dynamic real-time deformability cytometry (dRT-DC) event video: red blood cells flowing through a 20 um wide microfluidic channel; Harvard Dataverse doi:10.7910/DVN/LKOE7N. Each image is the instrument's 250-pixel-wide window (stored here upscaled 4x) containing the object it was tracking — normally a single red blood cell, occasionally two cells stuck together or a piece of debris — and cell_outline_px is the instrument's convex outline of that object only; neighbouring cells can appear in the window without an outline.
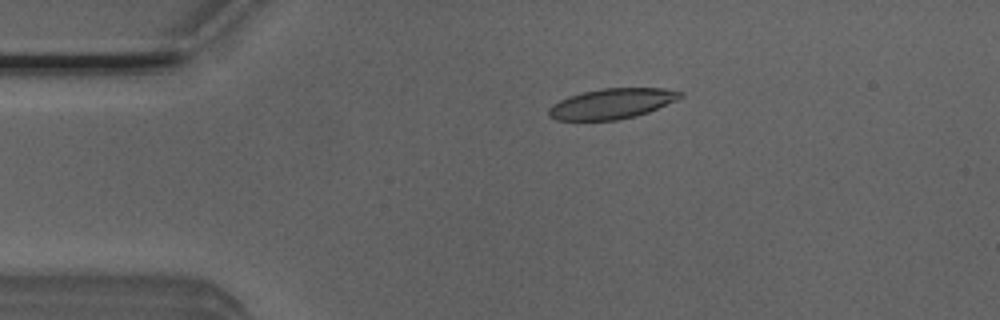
{"species": "Egyptian fruit bat (a non-hibernating species)", "species_latin": "Rousettus aegyptiacus", "temperature_condition": "room temperature", "stored_images_in_passage": 40, "camera_frame_rate_fps": 3000, "um_per_image_px": 0.085, "animal": {"sex": "male"}, "frame": {"image": 1, "passage_image": 1, "time_ms": 0.0, "image_size_px": [1000, 320], "cell_outline_px": [[684, 96], [676, 100], [648, 112], [636, 116], [616, 120], [556, 120], [548, 116], [548, 108], [552, 104], [568, 96], [600, 88], [664, 88], [684, 92]], "centroid_in_image_um": [52.0, 8.81], "position_along_channel_um": 33.0, "area_um2": 23.29}}
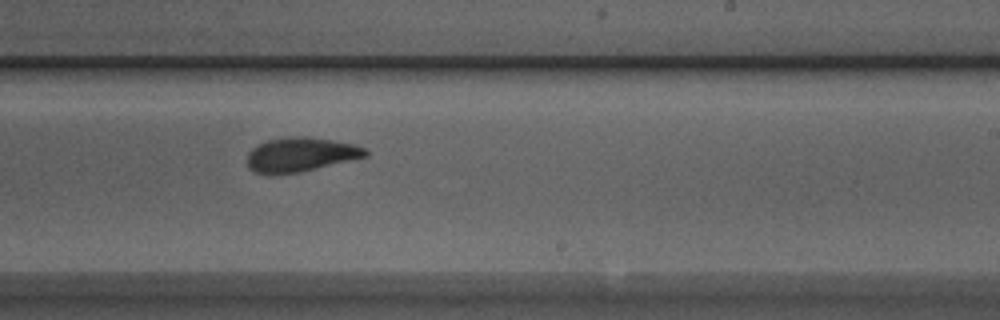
{"frame": {"image": 2, "passage_image": 22, "time_ms": 7.0, "image_size_px": [1000, 320], "cell_outline_px": [[368, 156], [300, 172], [272, 176], [268, 176], [252, 172], [248, 168], [248, 152], [256, 144], [268, 140], [292, 136], [304, 136], [332, 140], [356, 144], [364, 148], [368, 152]], "centroid_in_image_um": [25.5, 13.16], "position_along_channel_um": 263.5, "area_um2": 23.99}}
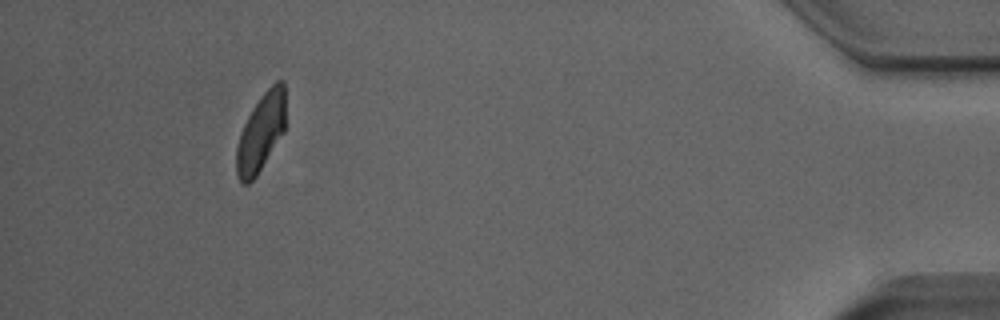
{"frame": {"image": 3, "passage_image": 39, "time_ms": 12.667, "image_size_px": [1000, 320], "cell_outline_px": [[284, 132], [256, 176], [248, 184], [244, 184], [240, 180], [236, 172], [236, 148], [240, 132], [252, 108], [260, 96], [276, 80], [284, 80]], "centroid_in_image_um": [22.16, 11.25], "position_along_channel_um": 413.0, "area_um2": 22.08}, "authors_computed_cell_mechanics": {"area_um2": 23.7558, "velocity_mm_per_s": 3.8705, "shape_relaxation_time_tau1_ms": 6.7217, "shape_relaxation_time_tau2_ms": 1.5572, "deformation_change_tau1": 0.1685, "deformation_change_tau2": 0.0774}}